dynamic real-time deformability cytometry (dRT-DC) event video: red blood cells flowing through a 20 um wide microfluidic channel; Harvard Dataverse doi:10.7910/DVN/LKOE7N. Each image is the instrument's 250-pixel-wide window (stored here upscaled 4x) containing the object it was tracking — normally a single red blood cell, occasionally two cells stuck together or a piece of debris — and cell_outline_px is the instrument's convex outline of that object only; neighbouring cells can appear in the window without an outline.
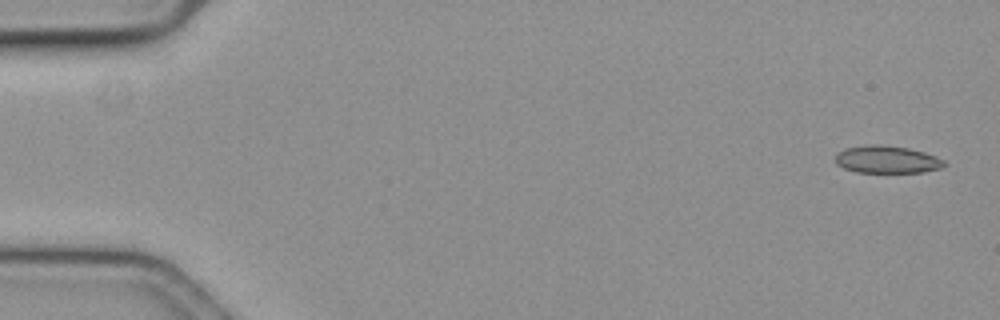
{"species": "common noctule bat (a hibernating species)", "species_latin": "Nyctalus noctula", "temperature_condition": "cold", "stored_images_in_passage": 11, "camera_frame_rate_fps": 3000, "um_per_image_px": 0.085, "animal": {"sex": "female", "body_mass_g": 19.3, "forearm_length_mm": 54.1}, "frame": {"image": 1, "passage_image": 1, "time_ms": 0.0, "image_size_px": [1000, 320], "cell_outline_px": [[948, 164], [940, 168], [920, 172], [856, 172], [844, 168], [836, 164], [836, 152], [844, 148], [868, 144], [880, 144], [908, 148], [924, 152], [936, 156], [944, 160]], "centroid_in_image_um": [75.37, 13.54], "position_along_channel_um": 9.6, "area_um2": 17.51}}